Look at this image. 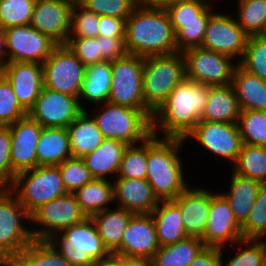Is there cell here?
<instances>
[{
  "mask_svg": "<svg viewBox=\"0 0 266 266\" xmlns=\"http://www.w3.org/2000/svg\"><path fill=\"white\" fill-rule=\"evenodd\" d=\"M210 85L185 79L169 94L152 115V134L185 140L201 119Z\"/></svg>",
  "mask_w": 266,
  "mask_h": 266,
  "instance_id": "cell-1",
  "label": "cell"
},
{
  "mask_svg": "<svg viewBox=\"0 0 266 266\" xmlns=\"http://www.w3.org/2000/svg\"><path fill=\"white\" fill-rule=\"evenodd\" d=\"M125 49L140 57L177 52L175 33L165 8L138 4L126 19Z\"/></svg>",
  "mask_w": 266,
  "mask_h": 266,
  "instance_id": "cell-2",
  "label": "cell"
},
{
  "mask_svg": "<svg viewBox=\"0 0 266 266\" xmlns=\"http://www.w3.org/2000/svg\"><path fill=\"white\" fill-rule=\"evenodd\" d=\"M163 139V140H162ZM147 138V176L155 197L159 201L174 200L188 186L184 183L179 149L185 143L179 138Z\"/></svg>",
  "mask_w": 266,
  "mask_h": 266,
  "instance_id": "cell-3",
  "label": "cell"
},
{
  "mask_svg": "<svg viewBox=\"0 0 266 266\" xmlns=\"http://www.w3.org/2000/svg\"><path fill=\"white\" fill-rule=\"evenodd\" d=\"M185 79L182 52L145 57L142 82L144 104L154 113Z\"/></svg>",
  "mask_w": 266,
  "mask_h": 266,
  "instance_id": "cell-4",
  "label": "cell"
},
{
  "mask_svg": "<svg viewBox=\"0 0 266 266\" xmlns=\"http://www.w3.org/2000/svg\"><path fill=\"white\" fill-rule=\"evenodd\" d=\"M47 241L73 266H91L95 261L112 255L90 217L60 234H54Z\"/></svg>",
  "mask_w": 266,
  "mask_h": 266,
  "instance_id": "cell-5",
  "label": "cell"
},
{
  "mask_svg": "<svg viewBox=\"0 0 266 266\" xmlns=\"http://www.w3.org/2000/svg\"><path fill=\"white\" fill-rule=\"evenodd\" d=\"M104 109L93 117L104 138L117 139L127 145L143 142L152 135V111H141L124 105L104 103Z\"/></svg>",
  "mask_w": 266,
  "mask_h": 266,
  "instance_id": "cell-6",
  "label": "cell"
},
{
  "mask_svg": "<svg viewBox=\"0 0 266 266\" xmlns=\"http://www.w3.org/2000/svg\"><path fill=\"white\" fill-rule=\"evenodd\" d=\"M8 187L18 194V201L30 215L42 205L67 193L58 166H37L20 172Z\"/></svg>",
  "mask_w": 266,
  "mask_h": 266,
  "instance_id": "cell-7",
  "label": "cell"
},
{
  "mask_svg": "<svg viewBox=\"0 0 266 266\" xmlns=\"http://www.w3.org/2000/svg\"><path fill=\"white\" fill-rule=\"evenodd\" d=\"M9 187L0 193V266H7L35 239L21 218L31 221V215Z\"/></svg>",
  "mask_w": 266,
  "mask_h": 266,
  "instance_id": "cell-8",
  "label": "cell"
},
{
  "mask_svg": "<svg viewBox=\"0 0 266 266\" xmlns=\"http://www.w3.org/2000/svg\"><path fill=\"white\" fill-rule=\"evenodd\" d=\"M144 57L126 54L111 62L112 80L108 102L151 111L143 99Z\"/></svg>",
  "mask_w": 266,
  "mask_h": 266,
  "instance_id": "cell-9",
  "label": "cell"
},
{
  "mask_svg": "<svg viewBox=\"0 0 266 266\" xmlns=\"http://www.w3.org/2000/svg\"><path fill=\"white\" fill-rule=\"evenodd\" d=\"M42 65L44 87L79 100L86 66L66 44H58Z\"/></svg>",
  "mask_w": 266,
  "mask_h": 266,
  "instance_id": "cell-10",
  "label": "cell"
},
{
  "mask_svg": "<svg viewBox=\"0 0 266 266\" xmlns=\"http://www.w3.org/2000/svg\"><path fill=\"white\" fill-rule=\"evenodd\" d=\"M185 59L186 79L210 86L231 84L235 65L233 58L203 47L182 52Z\"/></svg>",
  "mask_w": 266,
  "mask_h": 266,
  "instance_id": "cell-11",
  "label": "cell"
},
{
  "mask_svg": "<svg viewBox=\"0 0 266 266\" xmlns=\"http://www.w3.org/2000/svg\"><path fill=\"white\" fill-rule=\"evenodd\" d=\"M86 214L81 210L74 193H66L42 205L31 215V222L42 230H31L35 240L47 241L57 232L83 222Z\"/></svg>",
  "mask_w": 266,
  "mask_h": 266,
  "instance_id": "cell-12",
  "label": "cell"
},
{
  "mask_svg": "<svg viewBox=\"0 0 266 266\" xmlns=\"http://www.w3.org/2000/svg\"><path fill=\"white\" fill-rule=\"evenodd\" d=\"M6 62L43 63L58 45L30 24L3 29Z\"/></svg>",
  "mask_w": 266,
  "mask_h": 266,
  "instance_id": "cell-13",
  "label": "cell"
},
{
  "mask_svg": "<svg viewBox=\"0 0 266 266\" xmlns=\"http://www.w3.org/2000/svg\"><path fill=\"white\" fill-rule=\"evenodd\" d=\"M76 97L43 87L27 115L42 127L67 128L85 110Z\"/></svg>",
  "mask_w": 266,
  "mask_h": 266,
  "instance_id": "cell-14",
  "label": "cell"
},
{
  "mask_svg": "<svg viewBox=\"0 0 266 266\" xmlns=\"http://www.w3.org/2000/svg\"><path fill=\"white\" fill-rule=\"evenodd\" d=\"M248 37L235 18L213 13L208 19L201 47L233 59L239 57V63L245 54Z\"/></svg>",
  "mask_w": 266,
  "mask_h": 266,
  "instance_id": "cell-15",
  "label": "cell"
},
{
  "mask_svg": "<svg viewBox=\"0 0 266 266\" xmlns=\"http://www.w3.org/2000/svg\"><path fill=\"white\" fill-rule=\"evenodd\" d=\"M11 137V183L16 174L37 167V144L43 127L28 115L8 125Z\"/></svg>",
  "mask_w": 266,
  "mask_h": 266,
  "instance_id": "cell-16",
  "label": "cell"
},
{
  "mask_svg": "<svg viewBox=\"0 0 266 266\" xmlns=\"http://www.w3.org/2000/svg\"><path fill=\"white\" fill-rule=\"evenodd\" d=\"M194 138L208 151L235 164L242 147V138L237 124L200 120L187 136Z\"/></svg>",
  "mask_w": 266,
  "mask_h": 266,
  "instance_id": "cell-17",
  "label": "cell"
},
{
  "mask_svg": "<svg viewBox=\"0 0 266 266\" xmlns=\"http://www.w3.org/2000/svg\"><path fill=\"white\" fill-rule=\"evenodd\" d=\"M243 239L241 226L235 220L229 202L222 193L210 200L208 221L201 240L205 247L223 248L226 242L237 243Z\"/></svg>",
  "mask_w": 266,
  "mask_h": 266,
  "instance_id": "cell-18",
  "label": "cell"
},
{
  "mask_svg": "<svg viewBox=\"0 0 266 266\" xmlns=\"http://www.w3.org/2000/svg\"><path fill=\"white\" fill-rule=\"evenodd\" d=\"M73 6L63 0H36L30 25L57 44H66L70 35Z\"/></svg>",
  "mask_w": 266,
  "mask_h": 266,
  "instance_id": "cell-19",
  "label": "cell"
},
{
  "mask_svg": "<svg viewBox=\"0 0 266 266\" xmlns=\"http://www.w3.org/2000/svg\"><path fill=\"white\" fill-rule=\"evenodd\" d=\"M1 74L9 81L19 104L28 112L44 87L43 65L30 62H6Z\"/></svg>",
  "mask_w": 266,
  "mask_h": 266,
  "instance_id": "cell-20",
  "label": "cell"
},
{
  "mask_svg": "<svg viewBox=\"0 0 266 266\" xmlns=\"http://www.w3.org/2000/svg\"><path fill=\"white\" fill-rule=\"evenodd\" d=\"M160 248L151 214H134L124 231L121 246L112 255L151 259Z\"/></svg>",
  "mask_w": 266,
  "mask_h": 266,
  "instance_id": "cell-21",
  "label": "cell"
},
{
  "mask_svg": "<svg viewBox=\"0 0 266 266\" xmlns=\"http://www.w3.org/2000/svg\"><path fill=\"white\" fill-rule=\"evenodd\" d=\"M192 189L188 187L173 201L180 207L186 234L201 239L207 225L210 200L214 193L205 188Z\"/></svg>",
  "mask_w": 266,
  "mask_h": 266,
  "instance_id": "cell-22",
  "label": "cell"
},
{
  "mask_svg": "<svg viewBox=\"0 0 266 266\" xmlns=\"http://www.w3.org/2000/svg\"><path fill=\"white\" fill-rule=\"evenodd\" d=\"M115 179L113 192L114 200H119L117 207L134 214H151L159 200L146 179Z\"/></svg>",
  "mask_w": 266,
  "mask_h": 266,
  "instance_id": "cell-23",
  "label": "cell"
},
{
  "mask_svg": "<svg viewBox=\"0 0 266 266\" xmlns=\"http://www.w3.org/2000/svg\"><path fill=\"white\" fill-rule=\"evenodd\" d=\"M241 108L231 84L210 86L202 121L237 124Z\"/></svg>",
  "mask_w": 266,
  "mask_h": 266,
  "instance_id": "cell-24",
  "label": "cell"
},
{
  "mask_svg": "<svg viewBox=\"0 0 266 266\" xmlns=\"http://www.w3.org/2000/svg\"><path fill=\"white\" fill-rule=\"evenodd\" d=\"M231 85L241 110L266 111V80L248 72L237 63Z\"/></svg>",
  "mask_w": 266,
  "mask_h": 266,
  "instance_id": "cell-25",
  "label": "cell"
},
{
  "mask_svg": "<svg viewBox=\"0 0 266 266\" xmlns=\"http://www.w3.org/2000/svg\"><path fill=\"white\" fill-rule=\"evenodd\" d=\"M151 215L160 247L174 244L188 237L180 207L173 200L159 201Z\"/></svg>",
  "mask_w": 266,
  "mask_h": 266,
  "instance_id": "cell-26",
  "label": "cell"
},
{
  "mask_svg": "<svg viewBox=\"0 0 266 266\" xmlns=\"http://www.w3.org/2000/svg\"><path fill=\"white\" fill-rule=\"evenodd\" d=\"M127 146L120 140L104 138L97 149L83 157L91 176L94 179H108L107 174H117Z\"/></svg>",
  "mask_w": 266,
  "mask_h": 266,
  "instance_id": "cell-27",
  "label": "cell"
},
{
  "mask_svg": "<svg viewBox=\"0 0 266 266\" xmlns=\"http://www.w3.org/2000/svg\"><path fill=\"white\" fill-rule=\"evenodd\" d=\"M89 112L82 110L67 127L72 157L83 158L97 149L104 137L94 118Z\"/></svg>",
  "mask_w": 266,
  "mask_h": 266,
  "instance_id": "cell-28",
  "label": "cell"
},
{
  "mask_svg": "<svg viewBox=\"0 0 266 266\" xmlns=\"http://www.w3.org/2000/svg\"><path fill=\"white\" fill-rule=\"evenodd\" d=\"M70 157L67 128L43 127L37 144V166H57Z\"/></svg>",
  "mask_w": 266,
  "mask_h": 266,
  "instance_id": "cell-29",
  "label": "cell"
},
{
  "mask_svg": "<svg viewBox=\"0 0 266 266\" xmlns=\"http://www.w3.org/2000/svg\"><path fill=\"white\" fill-rule=\"evenodd\" d=\"M230 184L229 192H223L222 195L229 202L233 216L241 226L247 220L262 183L232 172Z\"/></svg>",
  "mask_w": 266,
  "mask_h": 266,
  "instance_id": "cell-30",
  "label": "cell"
},
{
  "mask_svg": "<svg viewBox=\"0 0 266 266\" xmlns=\"http://www.w3.org/2000/svg\"><path fill=\"white\" fill-rule=\"evenodd\" d=\"M133 215L134 213L118 207L116 210L106 209L90 217L111 254L121 246L124 231Z\"/></svg>",
  "mask_w": 266,
  "mask_h": 266,
  "instance_id": "cell-31",
  "label": "cell"
},
{
  "mask_svg": "<svg viewBox=\"0 0 266 266\" xmlns=\"http://www.w3.org/2000/svg\"><path fill=\"white\" fill-rule=\"evenodd\" d=\"M112 80L110 61H101L86 66L85 77L82 82L80 98L98 105L108 102Z\"/></svg>",
  "mask_w": 266,
  "mask_h": 266,
  "instance_id": "cell-32",
  "label": "cell"
},
{
  "mask_svg": "<svg viewBox=\"0 0 266 266\" xmlns=\"http://www.w3.org/2000/svg\"><path fill=\"white\" fill-rule=\"evenodd\" d=\"M204 247L200 238L188 236L160 247L151 258L152 266H189Z\"/></svg>",
  "mask_w": 266,
  "mask_h": 266,
  "instance_id": "cell-33",
  "label": "cell"
},
{
  "mask_svg": "<svg viewBox=\"0 0 266 266\" xmlns=\"http://www.w3.org/2000/svg\"><path fill=\"white\" fill-rule=\"evenodd\" d=\"M81 210L87 217L109 209L114 200L113 184L108 179H93L74 193ZM107 205V206H106Z\"/></svg>",
  "mask_w": 266,
  "mask_h": 266,
  "instance_id": "cell-34",
  "label": "cell"
},
{
  "mask_svg": "<svg viewBox=\"0 0 266 266\" xmlns=\"http://www.w3.org/2000/svg\"><path fill=\"white\" fill-rule=\"evenodd\" d=\"M7 266H73L48 241L34 240Z\"/></svg>",
  "mask_w": 266,
  "mask_h": 266,
  "instance_id": "cell-35",
  "label": "cell"
},
{
  "mask_svg": "<svg viewBox=\"0 0 266 266\" xmlns=\"http://www.w3.org/2000/svg\"><path fill=\"white\" fill-rule=\"evenodd\" d=\"M234 168L235 174L266 183V146L243 143Z\"/></svg>",
  "mask_w": 266,
  "mask_h": 266,
  "instance_id": "cell-36",
  "label": "cell"
},
{
  "mask_svg": "<svg viewBox=\"0 0 266 266\" xmlns=\"http://www.w3.org/2000/svg\"><path fill=\"white\" fill-rule=\"evenodd\" d=\"M212 8L210 5L199 16V21L171 22L175 33L177 52L202 45L208 19L213 14Z\"/></svg>",
  "mask_w": 266,
  "mask_h": 266,
  "instance_id": "cell-37",
  "label": "cell"
},
{
  "mask_svg": "<svg viewBox=\"0 0 266 266\" xmlns=\"http://www.w3.org/2000/svg\"><path fill=\"white\" fill-rule=\"evenodd\" d=\"M238 24L249 35L266 34V0H238Z\"/></svg>",
  "mask_w": 266,
  "mask_h": 266,
  "instance_id": "cell-38",
  "label": "cell"
},
{
  "mask_svg": "<svg viewBox=\"0 0 266 266\" xmlns=\"http://www.w3.org/2000/svg\"><path fill=\"white\" fill-rule=\"evenodd\" d=\"M237 125L244 144L266 146V111L241 110Z\"/></svg>",
  "mask_w": 266,
  "mask_h": 266,
  "instance_id": "cell-39",
  "label": "cell"
},
{
  "mask_svg": "<svg viewBox=\"0 0 266 266\" xmlns=\"http://www.w3.org/2000/svg\"><path fill=\"white\" fill-rule=\"evenodd\" d=\"M147 139L141 145H128L123 152L116 178L146 179Z\"/></svg>",
  "mask_w": 266,
  "mask_h": 266,
  "instance_id": "cell-40",
  "label": "cell"
},
{
  "mask_svg": "<svg viewBox=\"0 0 266 266\" xmlns=\"http://www.w3.org/2000/svg\"><path fill=\"white\" fill-rule=\"evenodd\" d=\"M36 0H0V27L28 25Z\"/></svg>",
  "mask_w": 266,
  "mask_h": 266,
  "instance_id": "cell-41",
  "label": "cell"
},
{
  "mask_svg": "<svg viewBox=\"0 0 266 266\" xmlns=\"http://www.w3.org/2000/svg\"><path fill=\"white\" fill-rule=\"evenodd\" d=\"M239 64L248 72L266 80V35L249 36Z\"/></svg>",
  "mask_w": 266,
  "mask_h": 266,
  "instance_id": "cell-42",
  "label": "cell"
},
{
  "mask_svg": "<svg viewBox=\"0 0 266 266\" xmlns=\"http://www.w3.org/2000/svg\"><path fill=\"white\" fill-rule=\"evenodd\" d=\"M243 238L260 239L266 236V183L259 188L256 201L247 220L241 225Z\"/></svg>",
  "mask_w": 266,
  "mask_h": 266,
  "instance_id": "cell-43",
  "label": "cell"
},
{
  "mask_svg": "<svg viewBox=\"0 0 266 266\" xmlns=\"http://www.w3.org/2000/svg\"><path fill=\"white\" fill-rule=\"evenodd\" d=\"M57 166L67 193H75L94 179L83 158L70 157Z\"/></svg>",
  "mask_w": 266,
  "mask_h": 266,
  "instance_id": "cell-44",
  "label": "cell"
},
{
  "mask_svg": "<svg viewBox=\"0 0 266 266\" xmlns=\"http://www.w3.org/2000/svg\"><path fill=\"white\" fill-rule=\"evenodd\" d=\"M27 115L9 81L0 73V126H8Z\"/></svg>",
  "mask_w": 266,
  "mask_h": 266,
  "instance_id": "cell-45",
  "label": "cell"
},
{
  "mask_svg": "<svg viewBox=\"0 0 266 266\" xmlns=\"http://www.w3.org/2000/svg\"><path fill=\"white\" fill-rule=\"evenodd\" d=\"M261 239L243 238L236 244L240 247L247 246L246 249L243 247L242 251L238 252L231 260L228 261L227 265L221 266H266V241ZM253 244V245H252ZM250 246V247H249Z\"/></svg>",
  "mask_w": 266,
  "mask_h": 266,
  "instance_id": "cell-46",
  "label": "cell"
},
{
  "mask_svg": "<svg viewBox=\"0 0 266 266\" xmlns=\"http://www.w3.org/2000/svg\"><path fill=\"white\" fill-rule=\"evenodd\" d=\"M98 16L127 19L138 5V0H82L80 3Z\"/></svg>",
  "mask_w": 266,
  "mask_h": 266,
  "instance_id": "cell-47",
  "label": "cell"
},
{
  "mask_svg": "<svg viewBox=\"0 0 266 266\" xmlns=\"http://www.w3.org/2000/svg\"><path fill=\"white\" fill-rule=\"evenodd\" d=\"M98 23L99 16L97 14L87 10L81 4H75L72 8L69 38L98 37Z\"/></svg>",
  "mask_w": 266,
  "mask_h": 266,
  "instance_id": "cell-48",
  "label": "cell"
},
{
  "mask_svg": "<svg viewBox=\"0 0 266 266\" xmlns=\"http://www.w3.org/2000/svg\"><path fill=\"white\" fill-rule=\"evenodd\" d=\"M212 4L204 0H176L165 10L171 22L199 21V16Z\"/></svg>",
  "mask_w": 266,
  "mask_h": 266,
  "instance_id": "cell-49",
  "label": "cell"
},
{
  "mask_svg": "<svg viewBox=\"0 0 266 266\" xmlns=\"http://www.w3.org/2000/svg\"><path fill=\"white\" fill-rule=\"evenodd\" d=\"M66 45L85 66L103 61L97 37L68 38Z\"/></svg>",
  "mask_w": 266,
  "mask_h": 266,
  "instance_id": "cell-50",
  "label": "cell"
},
{
  "mask_svg": "<svg viewBox=\"0 0 266 266\" xmlns=\"http://www.w3.org/2000/svg\"><path fill=\"white\" fill-rule=\"evenodd\" d=\"M11 137L8 126H0V180L11 184Z\"/></svg>",
  "mask_w": 266,
  "mask_h": 266,
  "instance_id": "cell-51",
  "label": "cell"
},
{
  "mask_svg": "<svg viewBox=\"0 0 266 266\" xmlns=\"http://www.w3.org/2000/svg\"><path fill=\"white\" fill-rule=\"evenodd\" d=\"M97 40L100 42L103 61L112 62L127 54L125 49V37L98 36Z\"/></svg>",
  "mask_w": 266,
  "mask_h": 266,
  "instance_id": "cell-52",
  "label": "cell"
},
{
  "mask_svg": "<svg viewBox=\"0 0 266 266\" xmlns=\"http://www.w3.org/2000/svg\"><path fill=\"white\" fill-rule=\"evenodd\" d=\"M126 20L114 16H99L98 36L125 37Z\"/></svg>",
  "mask_w": 266,
  "mask_h": 266,
  "instance_id": "cell-53",
  "label": "cell"
},
{
  "mask_svg": "<svg viewBox=\"0 0 266 266\" xmlns=\"http://www.w3.org/2000/svg\"><path fill=\"white\" fill-rule=\"evenodd\" d=\"M222 248L204 247L189 266H221Z\"/></svg>",
  "mask_w": 266,
  "mask_h": 266,
  "instance_id": "cell-54",
  "label": "cell"
},
{
  "mask_svg": "<svg viewBox=\"0 0 266 266\" xmlns=\"http://www.w3.org/2000/svg\"><path fill=\"white\" fill-rule=\"evenodd\" d=\"M115 259L118 261L120 266H152L151 259L146 257L115 255Z\"/></svg>",
  "mask_w": 266,
  "mask_h": 266,
  "instance_id": "cell-55",
  "label": "cell"
},
{
  "mask_svg": "<svg viewBox=\"0 0 266 266\" xmlns=\"http://www.w3.org/2000/svg\"><path fill=\"white\" fill-rule=\"evenodd\" d=\"M176 0H138V4L147 7L166 8Z\"/></svg>",
  "mask_w": 266,
  "mask_h": 266,
  "instance_id": "cell-56",
  "label": "cell"
},
{
  "mask_svg": "<svg viewBox=\"0 0 266 266\" xmlns=\"http://www.w3.org/2000/svg\"><path fill=\"white\" fill-rule=\"evenodd\" d=\"M6 63V41L3 29L0 27V68Z\"/></svg>",
  "mask_w": 266,
  "mask_h": 266,
  "instance_id": "cell-57",
  "label": "cell"
},
{
  "mask_svg": "<svg viewBox=\"0 0 266 266\" xmlns=\"http://www.w3.org/2000/svg\"><path fill=\"white\" fill-rule=\"evenodd\" d=\"M91 266H120V264L115 259V255H111L107 259L95 261Z\"/></svg>",
  "mask_w": 266,
  "mask_h": 266,
  "instance_id": "cell-58",
  "label": "cell"
},
{
  "mask_svg": "<svg viewBox=\"0 0 266 266\" xmlns=\"http://www.w3.org/2000/svg\"><path fill=\"white\" fill-rule=\"evenodd\" d=\"M63 1H67V2H69L71 4H73V5L80 4L82 2V0H63Z\"/></svg>",
  "mask_w": 266,
  "mask_h": 266,
  "instance_id": "cell-59",
  "label": "cell"
},
{
  "mask_svg": "<svg viewBox=\"0 0 266 266\" xmlns=\"http://www.w3.org/2000/svg\"><path fill=\"white\" fill-rule=\"evenodd\" d=\"M7 188V186L0 180V193Z\"/></svg>",
  "mask_w": 266,
  "mask_h": 266,
  "instance_id": "cell-60",
  "label": "cell"
}]
</instances>
